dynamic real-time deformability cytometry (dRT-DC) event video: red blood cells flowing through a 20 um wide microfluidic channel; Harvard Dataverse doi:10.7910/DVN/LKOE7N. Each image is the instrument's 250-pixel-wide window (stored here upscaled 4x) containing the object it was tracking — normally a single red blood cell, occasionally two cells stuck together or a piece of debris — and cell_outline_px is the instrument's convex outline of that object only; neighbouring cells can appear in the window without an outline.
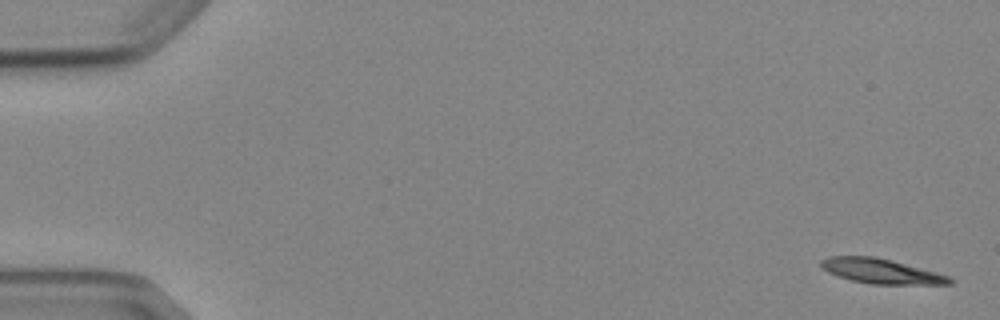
{"species": "Egyptian fruit bat (a non-hibernating species)", "species_latin": "Rousettus aegyptiacus", "temperature_condition": "cold", "stored_images_in_passage": 5, "camera_frame_rate_fps": 3000, "um_per_image_px": 0.085, "animal": {"sex": "female"}, "frame": {"image": 1, "passage_image": 1, "time_ms": 0.0, "image_size_px": [1000, 320], "cell_outline_px": [[956, 280], [952, 284], [872, 284], [852, 280], [828, 272], [820, 264], [820, 260], [828, 256], [872, 256], [892, 260], [936, 272], [948, 276]], "centroid_in_image_um": [74.92, 23.04], "position_along_channel_um": 10.1, "area_um2": 18.44}}
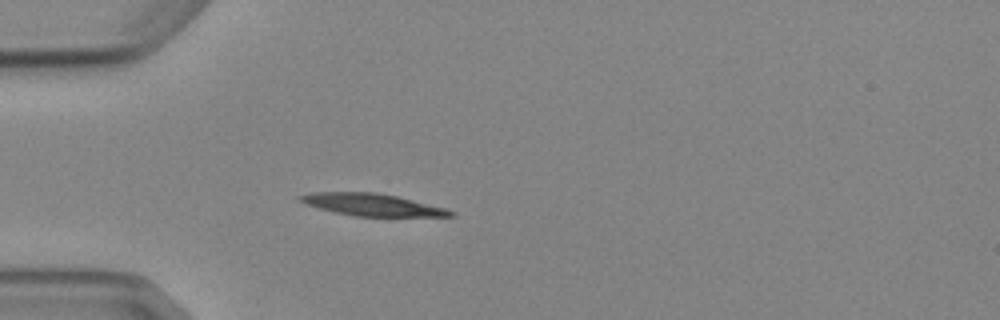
{"frame": {"image": 2, "passage_image": 5, "time_ms": 4.667, "image_size_px": [1000, 320], "cell_outline_px": [[456, 216], [356, 216], [336, 212], [304, 204], [296, 196], [312, 192], [376, 192], [396, 196], [448, 208], [456, 212]], "centroid_in_image_um": [31.66, 17.39], "position_along_channel_um": 53.3, "area_um2": 19.36}}